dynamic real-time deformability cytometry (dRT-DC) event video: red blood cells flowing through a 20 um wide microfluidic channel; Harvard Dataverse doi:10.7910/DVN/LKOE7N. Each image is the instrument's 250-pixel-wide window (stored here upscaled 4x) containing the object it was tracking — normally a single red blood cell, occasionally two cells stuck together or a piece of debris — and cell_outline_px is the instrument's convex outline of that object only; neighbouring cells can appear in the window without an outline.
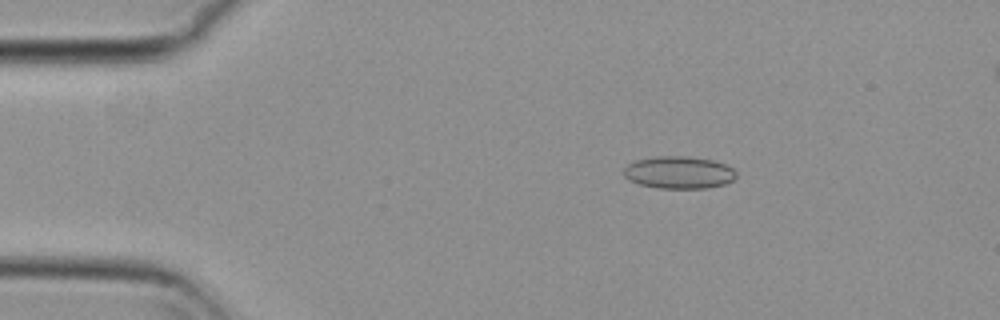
{"species": "common noctule bat (a hibernating species)", "species_latin": "Nyctalus noctula", "temperature_condition": "cold", "stored_images_in_passage": 45, "camera_frame_rate_fps": 3000, "um_per_image_px": 0.085, "animal": {"sex": "female", "body_mass_g": 29.2, "forearm_length_mm": 56.3}, "frame": {"image": 1, "passage_image": 2, "time_ms": 0.333, "image_size_px": [1000, 320], "cell_outline_px": [[736, 176], [732, 180], [724, 184], [708, 188], [656, 188], [640, 184], [628, 180], [624, 176], [624, 168], [628, 164], [636, 160], [656, 156], [688, 156], [716, 160], [732, 168], [736, 172]], "centroid_in_image_um": [57.7, 14.65], "position_along_channel_um": 27.3, "area_um2": 21.33}}
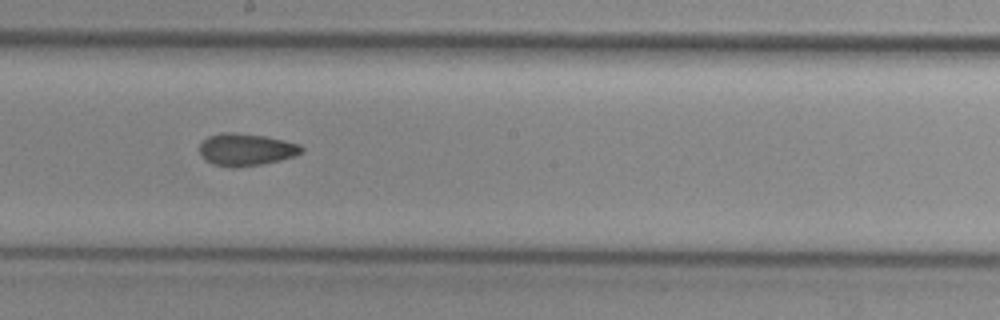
{"frame": {"image": 2, "passage_image": 23, "time_ms": 7.333, "image_size_px": [1000, 320], "cell_outline_px": [[304, 152], [296, 156], [280, 160], [260, 164], [236, 168], [232, 168], [212, 164], [204, 160], [200, 152], [200, 144], [208, 136], [220, 132], [236, 132], [264, 136], [284, 140], [300, 144], [304, 148]], "centroid_in_image_um": [20.92, 12.71], "position_along_channel_um": 227.3, "area_um2": 19.42}}
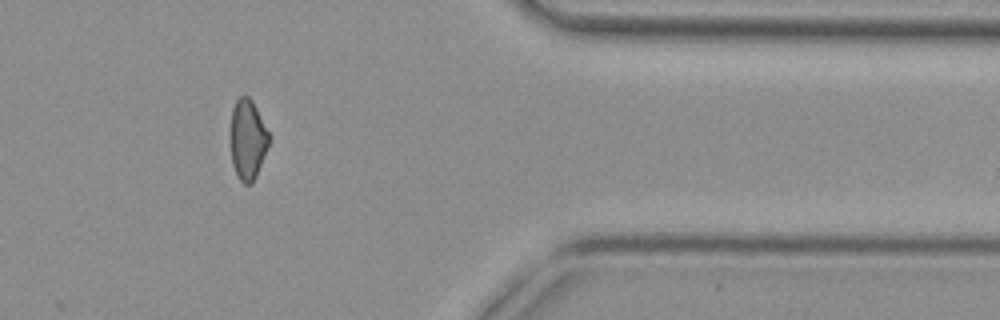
{"frame": {"image": 3, "passage_image": 38, "time_ms": 12.333, "image_size_px": [1000, 320], "cell_outline_px": [[272, 136], [256, 176], [252, 184], [244, 184], [240, 180], [232, 164], [232, 108], [236, 100], [240, 96], [248, 96], [252, 100]], "centroid_in_image_um": [21.09, 11.85], "position_along_channel_um": 390.3, "area_um2": 17.8}, "authors_computed_cell_mechanics": {"area_um2": 18.9006, "velocity_mm_per_s": 3.7275, "shape_relaxation_time_tau1_ms": null, "shape_relaxation_time_tau2_ms": 5.1354, "deformation_change_tau1": null, "deformation_change_tau2": 0.1049}}